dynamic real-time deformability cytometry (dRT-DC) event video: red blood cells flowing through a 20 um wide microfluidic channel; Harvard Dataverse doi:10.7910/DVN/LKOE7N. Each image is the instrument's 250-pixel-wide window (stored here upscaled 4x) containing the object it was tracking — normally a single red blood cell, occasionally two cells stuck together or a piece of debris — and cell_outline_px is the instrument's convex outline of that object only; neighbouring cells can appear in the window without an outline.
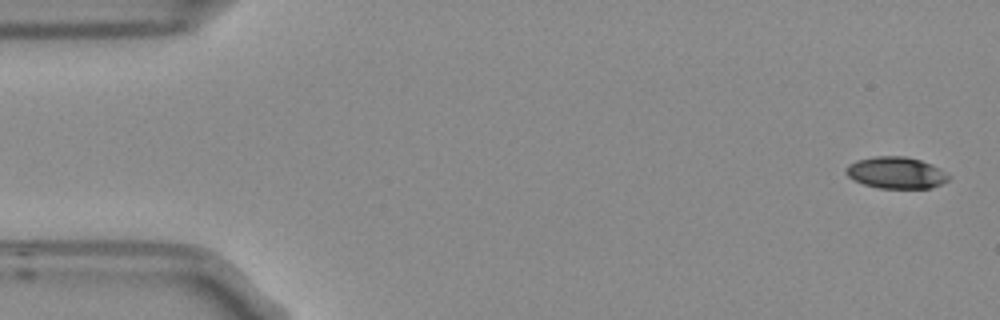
{"species": "Egyptian fruit bat (a non-hibernating species)", "species_latin": "Rousettus aegyptiacus", "temperature_condition": "room temperature", "stored_images_in_passage": 5, "camera_frame_rate_fps": 3000, "um_per_image_px": 0.085, "frame": {"image": 1, "passage_image": 1, "time_ms": 0.0, "image_size_px": [1000, 320], "cell_outline_px": [[952, 176], [948, 180], [932, 188], [880, 188], [864, 184], [848, 176], [844, 172], [848, 164], [856, 160], [876, 156], [904, 156], [920, 160], [932, 164], [940, 168]], "centroid_in_image_um": [76.19, 14.67], "position_along_channel_um": 8.8, "area_um2": 18.96}}
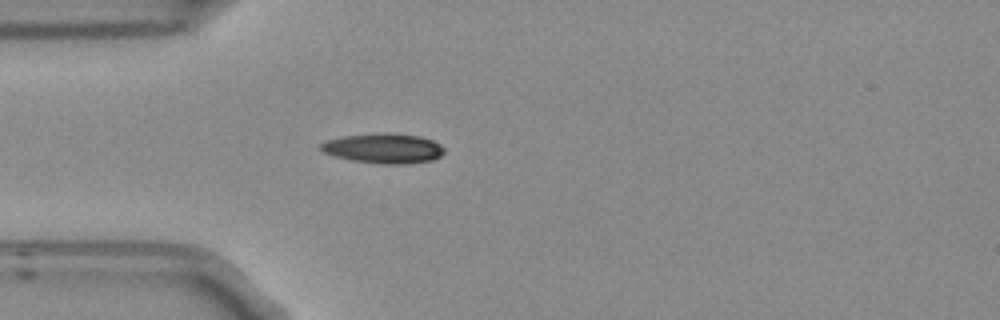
{"frame": {"image": 2, "passage_image": 5, "time_ms": 1.333, "image_size_px": [1000, 320], "cell_outline_px": [[444, 152], [440, 156], [432, 160], [404, 164], [384, 164], [352, 160], [336, 156], [324, 152], [320, 148], [320, 144], [328, 140], [344, 136], [420, 136], [432, 140], [440, 144], [444, 148]], "centroid_in_image_um": [32.64, 12.67], "position_along_channel_um": 52.4, "area_um2": 20.23}}